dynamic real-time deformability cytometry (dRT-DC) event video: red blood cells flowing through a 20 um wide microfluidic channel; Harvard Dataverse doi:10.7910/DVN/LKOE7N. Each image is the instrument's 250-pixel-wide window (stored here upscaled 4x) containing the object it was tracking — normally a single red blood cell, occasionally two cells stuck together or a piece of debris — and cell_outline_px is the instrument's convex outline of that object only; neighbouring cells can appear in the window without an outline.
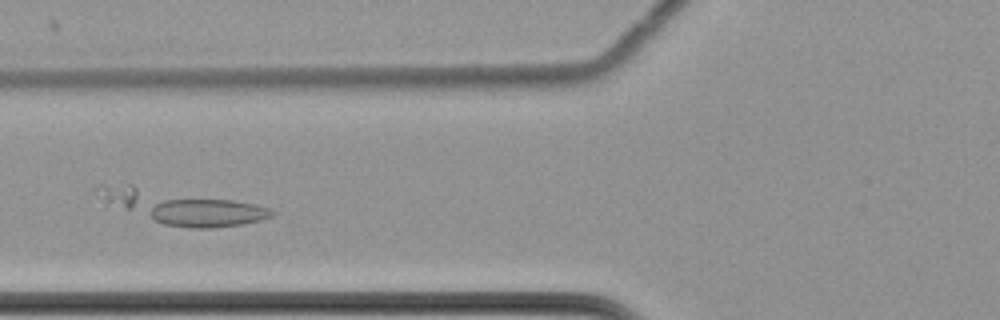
{"species": "common noctule bat (a hibernating species)", "species_latin": "Nyctalus noctula", "temperature_condition": "cold", "stored_images_in_passage": 46, "camera_frame_rate_fps": 3000, "um_per_image_px": 0.085, "animal": {"sex": "female", "body_mass_g": 22.7, "forearm_length_mm": 54.2}, "frame": {"image": 1, "passage_image": 14, "time_ms": 4.333, "image_size_px": [1000, 320], "cell_outline_px": [[276, 212], [272, 216], [260, 220], [240, 224], [216, 228], [188, 228], [164, 224], [124, 208], [108, 200], [92, 188], [100, 184], [132, 184], [236, 200], [256, 204], [268, 208]], "centroid_in_image_um": [15.54, 17.56], "position_along_channel_um": 110.3, "area_um2": 33.35}}
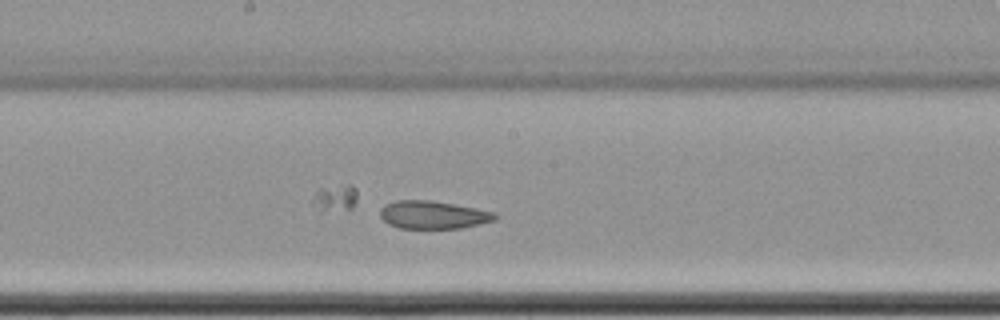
{"frame": {"image": 2, "passage_image": 23, "time_ms": 7.333, "image_size_px": [1000, 320], "cell_outline_px": [[496, 216], [492, 220], [460, 228], [400, 228], [388, 224], [380, 216], [380, 208], [384, 204], [396, 200], [432, 200], [476, 208], [496, 212]], "centroid_in_image_um": [36.75, 18.24], "position_along_channel_um": 211.4, "area_um2": 18.55}}
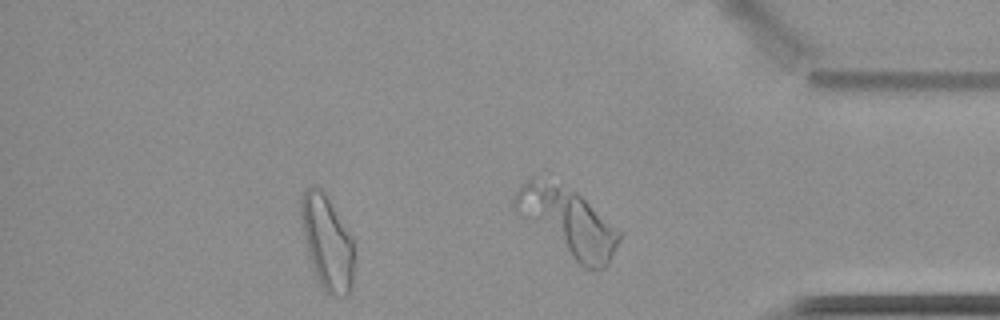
{"frame": {"image": 3, "passage_image": 39, "time_ms": 12.667, "image_size_px": [1000, 320], "cell_outline_px": [[356, 244], [352, 288], [344, 296], [332, 296], [324, 292], [316, 276], [308, 252], [304, 236], [300, 212], [300, 196], [312, 184], [316, 184], [328, 200], [352, 236]], "centroid_in_image_um": [27.84, 20.64], "position_along_channel_um": 407.4, "area_um2": 29.25}}